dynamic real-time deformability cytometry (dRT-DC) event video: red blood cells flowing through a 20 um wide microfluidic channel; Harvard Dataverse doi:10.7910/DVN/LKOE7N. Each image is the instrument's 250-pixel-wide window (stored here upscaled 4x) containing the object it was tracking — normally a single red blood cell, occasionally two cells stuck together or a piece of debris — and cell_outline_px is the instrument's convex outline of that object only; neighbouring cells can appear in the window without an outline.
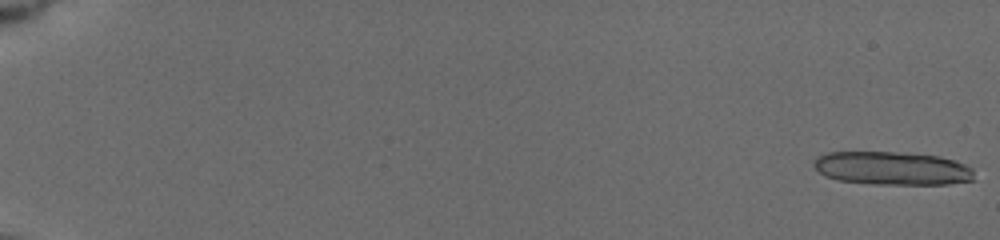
{"species": "common noctule bat (a hibernating species)", "species_latin": "Nyctalus noctula", "temperature_condition": "cold", "stored_images_in_passage": 12, "camera_frame_rate_fps": 3000, "um_per_image_px": 0.085, "animal": {"sex": "female", "body_mass_g": 19.5, "forearm_length_mm": 54.1}, "frame": {"image": 1, "passage_image": 1, "time_ms": 0.0, "image_size_px": [1000, 240], "cell_outline_px": [[972, 180], [948, 184], [876, 184], [840, 180], [824, 176], [812, 164], [812, 160], [816, 156], [828, 152], [908, 152], [940, 156], [956, 160], [972, 168]], "centroid_in_image_um": [75.81, 14.29], "position_along_channel_um": 9.2, "area_um2": 31.33}}